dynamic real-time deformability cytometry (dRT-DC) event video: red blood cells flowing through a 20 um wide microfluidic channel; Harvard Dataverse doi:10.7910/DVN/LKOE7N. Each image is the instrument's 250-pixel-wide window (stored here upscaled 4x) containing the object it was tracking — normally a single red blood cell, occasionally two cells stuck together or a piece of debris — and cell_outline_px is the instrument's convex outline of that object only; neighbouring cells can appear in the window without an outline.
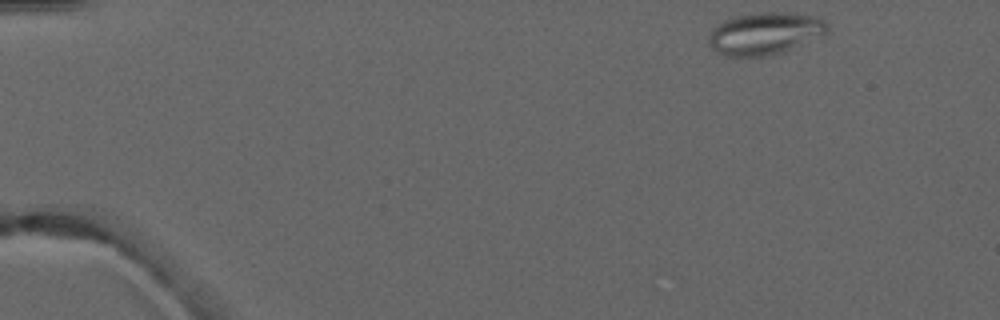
{"species": "common noctule bat (a hibernating species)", "species_latin": "Nyctalus noctula", "temperature_condition": "warm", "stored_images_in_passage": 6, "camera_frame_rate_fps": 3000, "um_per_image_px": 0.085, "animal": {"sex": "male", "forearm_length_mm": 52.5}, "frame": {"image": 1, "passage_image": 1, "time_ms": 0.0, "image_size_px": [1000, 320], "cell_outline_px": [[828, 32], [792, 48], [780, 52], [764, 56], [724, 56], [716, 52], [708, 44], [708, 36], [712, 28], [724, 20], [736, 16], [752, 12], [788, 12], [820, 16], [828, 24]], "centroid_in_image_um": [64.99, 2.82], "position_along_channel_um": 20.0, "area_um2": 29.36}}